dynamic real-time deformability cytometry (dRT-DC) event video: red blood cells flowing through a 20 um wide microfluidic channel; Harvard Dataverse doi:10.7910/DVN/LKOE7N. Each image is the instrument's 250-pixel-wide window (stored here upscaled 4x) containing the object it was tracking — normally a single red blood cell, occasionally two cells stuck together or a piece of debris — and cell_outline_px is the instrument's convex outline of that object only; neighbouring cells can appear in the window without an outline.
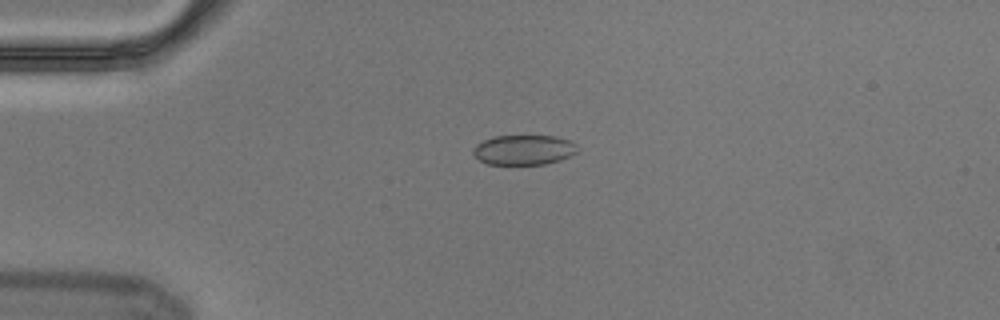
{"species": "Egyptian fruit bat (a non-hibernating species)", "species_latin": "Rousettus aegyptiacus", "temperature_condition": "cold", "stored_images_in_passage": 5, "camera_frame_rate_fps": 3000, "um_per_image_px": 0.085, "animal": {"sex": "male"}, "frame": {"image": 1, "passage_image": 4, "time_ms": 1.0, "image_size_px": [1000, 320], "cell_outline_px": [[580, 148], [572, 156], [560, 160], [544, 164], [488, 164], [480, 160], [472, 152], [476, 144], [492, 136], [556, 136], [568, 140], [576, 144]], "centroid_in_image_um": [44.55, 12.73], "position_along_channel_um": 40.4, "area_um2": 18.21}}